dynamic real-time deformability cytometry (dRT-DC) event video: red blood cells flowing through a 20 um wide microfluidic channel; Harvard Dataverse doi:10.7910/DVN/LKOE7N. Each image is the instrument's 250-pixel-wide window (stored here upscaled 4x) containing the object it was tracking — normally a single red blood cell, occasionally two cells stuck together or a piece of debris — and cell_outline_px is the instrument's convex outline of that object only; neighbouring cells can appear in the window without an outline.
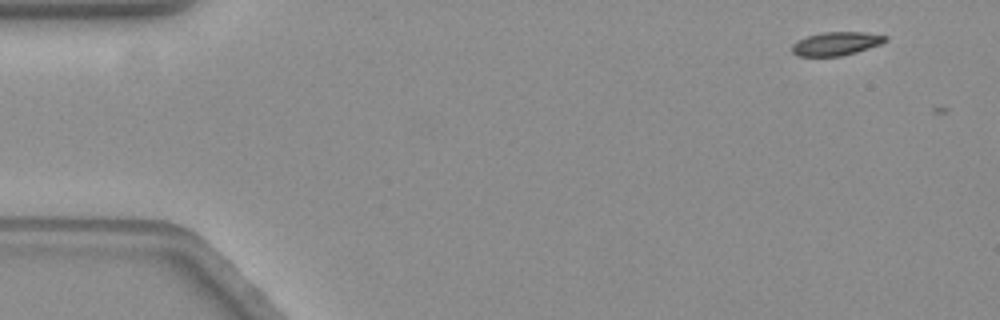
{"species": "common noctule bat (a hibernating species)", "species_latin": "Nyctalus noctula", "temperature_condition": "warm", "stored_images_in_passage": 7, "camera_frame_rate_fps": 3000, "um_per_image_px": 0.085, "animal": {"sex": "female", "body_mass_g": 19.3, "forearm_length_mm": 54.1}, "frame": {"image": 1, "passage_image": 1, "time_ms": 0.0, "image_size_px": [1000, 320], "cell_outline_px": [[888, 40], [880, 44], [856, 52], [840, 56], [796, 56], [792, 52], [792, 44], [796, 40], [808, 36], [824, 32], [864, 32], [888, 36]], "centroid_in_image_um": [71.06, 3.71], "position_along_channel_um": 13.9, "area_um2": 12.77}}